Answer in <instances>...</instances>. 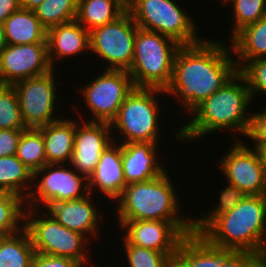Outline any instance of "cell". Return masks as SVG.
Returning <instances> with one entry per match:
<instances>
[{
	"label": "cell",
	"mask_w": 266,
	"mask_h": 267,
	"mask_svg": "<svg viewBox=\"0 0 266 267\" xmlns=\"http://www.w3.org/2000/svg\"><path fill=\"white\" fill-rule=\"evenodd\" d=\"M181 46L171 37L138 27L128 71L135 87L165 91L171 84L174 58Z\"/></svg>",
	"instance_id": "5b68a950"
},
{
	"label": "cell",
	"mask_w": 266,
	"mask_h": 267,
	"mask_svg": "<svg viewBox=\"0 0 266 267\" xmlns=\"http://www.w3.org/2000/svg\"><path fill=\"white\" fill-rule=\"evenodd\" d=\"M227 184L228 186L220 191L219 202L212 207V210H208V214L202 211L199 218L193 217L194 233L200 234L217 216L236 207L245 197V194L237 187Z\"/></svg>",
	"instance_id": "4dcf8cb0"
},
{
	"label": "cell",
	"mask_w": 266,
	"mask_h": 267,
	"mask_svg": "<svg viewBox=\"0 0 266 267\" xmlns=\"http://www.w3.org/2000/svg\"><path fill=\"white\" fill-rule=\"evenodd\" d=\"M232 148L217 164L226 182L237 187L245 195H265L266 181L261 156L256 149L234 139Z\"/></svg>",
	"instance_id": "5bb4252c"
},
{
	"label": "cell",
	"mask_w": 266,
	"mask_h": 267,
	"mask_svg": "<svg viewBox=\"0 0 266 267\" xmlns=\"http://www.w3.org/2000/svg\"><path fill=\"white\" fill-rule=\"evenodd\" d=\"M7 46L5 40L4 24L0 23V52Z\"/></svg>",
	"instance_id": "7bdbcfd3"
},
{
	"label": "cell",
	"mask_w": 266,
	"mask_h": 267,
	"mask_svg": "<svg viewBox=\"0 0 266 267\" xmlns=\"http://www.w3.org/2000/svg\"><path fill=\"white\" fill-rule=\"evenodd\" d=\"M19 9V0H0V23H3L9 15Z\"/></svg>",
	"instance_id": "ab89813d"
},
{
	"label": "cell",
	"mask_w": 266,
	"mask_h": 267,
	"mask_svg": "<svg viewBox=\"0 0 266 267\" xmlns=\"http://www.w3.org/2000/svg\"><path fill=\"white\" fill-rule=\"evenodd\" d=\"M38 212L41 213L33 207H26L25 210L24 228L30 235L35 253L70 258L85 267L90 262V249H87L89 240L81 233L61 225L47 211L40 217Z\"/></svg>",
	"instance_id": "ba28073f"
},
{
	"label": "cell",
	"mask_w": 266,
	"mask_h": 267,
	"mask_svg": "<svg viewBox=\"0 0 266 267\" xmlns=\"http://www.w3.org/2000/svg\"><path fill=\"white\" fill-rule=\"evenodd\" d=\"M258 152L261 156V160L263 163L264 175H265V181H266V147L259 149Z\"/></svg>",
	"instance_id": "ee69618b"
},
{
	"label": "cell",
	"mask_w": 266,
	"mask_h": 267,
	"mask_svg": "<svg viewBox=\"0 0 266 267\" xmlns=\"http://www.w3.org/2000/svg\"><path fill=\"white\" fill-rule=\"evenodd\" d=\"M230 42L233 56H238L235 60L238 70L248 61L266 58V15L244 27Z\"/></svg>",
	"instance_id": "cb8c5ba5"
},
{
	"label": "cell",
	"mask_w": 266,
	"mask_h": 267,
	"mask_svg": "<svg viewBox=\"0 0 266 267\" xmlns=\"http://www.w3.org/2000/svg\"><path fill=\"white\" fill-rule=\"evenodd\" d=\"M35 255L28 231L0 237V267H31Z\"/></svg>",
	"instance_id": "4316f807"
},
{
	"label": "cell",
	"mask_w": 266,
	"mask_h": 267,
	"mask_svg": "<svg viewBox=\"0 0 266 267\" xmlns=\"http://www.w3.org/2000/svg\"><path fill=\"white\" fill-rule=\"evenodd\" d=\"M220 267H259L258 255L248 251H231Z\"/></svg>",
	"instance_id": "8d00e7d4"
},
{
	"label": "cell",
	"mask_w": 266,
	"mask_h": 267,
	"mask_svg": "<svg viewBox=\"0 0 266 267\" xmlns=\"http://www.w3.org/2000/svg\"><path fill=\"white\" fill-rule=\"evenodd\" d=\"M33 187V172L16 155L0 157V189L25 200Z\"/></svg>",
	"instance_id": "484cf974"
},
{
	"label": "cell",
	"mask_w": 266,
	"mask_h": 267,
	"mask_svg": "<svg viewBox=\"0 0 266 267\" xmlns=\"http://www.w3.org/2000/svg\"><path fill=\"white\" fill-rule=\"evenodd\" d=\"M252 102L247 83L237 72L189 115L193 117L175 132V138L183 143H192L216 131L228 129L246 136L251 117V112L247 110Z\"/></svg>",
	"instance_id": "7a4b0ae2"
},
{
	"label": "cell",
	"mask_w": 266,
	"mask_h": 267,
	"mask_svg": "<svg viewBox=\"0 0 266 267\" xmlns=\"http://www.w3.org/2000/svg\"><path fill=\"white\" fill-rule=\"evenodd\" d=\"M0 129H27L22 119L17 94L12 85H0Z\"/></svg>",
	"instance_id": "d6a6232c"
},
{
	"label": "cell",
	"mask_w": 266,
	"mask_h": 267,
	"mask_svg": "<svg viewBox=\"0 0 266 267\" xmlns=\"http://www.w3.org/2000/svg\"><path fill=\"white\" fill-rule=\"evenodd\" d=\"M251 111L250 125L246 136L253 140L254 148L259 150L266 147V108L261 112Z\"/></svg>",
	"instance_id": "d590c367"
},
{
	"label": "cell",
	"mask_w": 266,
	"mask_h": 267,
	"mask_svg": "<svg viewBox=\"0 0 266 267\" xmlns=\"http://www.w3.org/2000/svg\"><path fill=\"white\" fill-rule=\"evenodd\" d=\"M55 70L39 77L24 79L12 84L20 105L21 115L26 128L46 126L60 120L56 116V93L58 87ZM57 87V88H56Z\"/></svg>",
	"instance_id": "7c38bea8"
},
{
	"label": "cell",
	"mask_w": 266,
	"mask_h": 267,
	"mask_svg": "<svg viewBox=\"0 0 266 267\" xmlns=\"http://www.w3.org/2000/svg\"><path fill=\"white\" fill-rule=\"evenodd\" d=\"M61 118L38 128L45 143L46 164H69L76 134V122Z\"/></svg>",
	"instance_id": "7402d4cb"
},
{
	"label": "cell",
	"mask_w": 266,
	"mask_h": 267,
	"mask_svg": "<svg viewBox=\"0 0 266 267\" xmlns=\"http://www.w3.org/2000/svg\"><path fill=\"white\" fill-rule=\"evenodd\" d=\"M34 11L41 24L48 30L76 19L78 0H45Z\"/></svg>",
	"instance_id": "f546056e"
},
{
	"label": "cell",
	"mask_w": 266,
	"mask_h": 267,
	"mask_svg": "<svg viewBox=\"0 0 266 267\" xmlns=\"http://www.w3.org/2000/svg\"><path fill=\"white\" fill-rule=\"evenodd\" d=\"M22 131L0 129V157L16 155Z\"/></svg>",
	"instance_id": "f35d334b"
},
{
	"label": "cell",
	"mask_w": 266,
	"mask_h": 267,
	"mask_svg": "<svg viewBox=\"0 0 266 267\" xmlns=\"http://www.w3.org/2000/svg\"><path fill=\"white\" fill-rule=\"evenodd\" d=\"M16 156L33 173L46 164L45 143L39 129L27 128L22 131Z\"/></svg>",
	"instance_id": "f1b7e54d"
},
{
	"label": "cell",
	"mask_w": 266,
	"mask_h": 267,
	"mask_svg": "<svg viewBox=\"0 0 266 267\" xmlns=\"http://www.w3.org/2000/svg\"><path fill=\"white\" fill-rule=\"evenodd\" d=\"M53 70L47 44L7 45L0 52V85H12Z\"/></svg>",
	"instance_id": "9a60e30c"
},
{
	"label": "cell",
	"mask_w": 266,
	"mask_h": 267,
	"mask_svg": "<svg viewBox=\"0 0 266 267\" xmlns=\"http://www.w3.org/2000/svg\"><path fill=\"white\" fill-rule=\"evenodd\" d=\"M168 175L167 172L149 181L127 184L116 201L118 222L193 221V217H184L183 213L180 216V199Z\"/></svg>",
	"instance_id": "277c9868"
},
{
	"label": "cell",
	"mask_w": 266,
	"mask_h": 267,
	"mask_svg": "<svg viewBox=\"0 0 266 267\" xmlns=\"http://www.w3.org/2000/svg\"><path fill=\"white\" fill-rule=\"evenodd\" d=\"M238 72L244 77L252 100L258 93L266 94V58L248 61Z\"/></svg>",
	"instance_id": "e575fe53"
},
{
	"label": "cell",
	"mask_w": 266,
	"mask_h": 267,
	"mask_svg": "<svg viewBox=\"0 0 266 267\" xmlns=\"http://www.w3.org/2000/svg\"><path fill=\"white\" fill-rule=\"evenodd\" d=\"M93 79L79 90L92 114L89 121L110 124L135 85L129 72L123 70L104 69Z\"/></svg>",
	"instance_id": "8fae6325"
},
{
	"label": "cell",
	"mask_w": 266,
	"mask_h": 267,
	"mask_svg": "<svg viewBox=\"0 0 266 267\" xmlns=\"http://www.w3.org/2000/svg\"><path fill=\"white\" fill-rule=\"evenodd\" d=\"M232 3L233 24L229 34L231 40L244 27L256 23L266 15V0H228Z\"/></svg>",
	"instance_id": "1f68e13d"
},
{
	"label": "cell",
	"mask_w": 266,
	"mask_h": 267,
	"mask_svg": "<svg viewBox=\"0 0 266 267\" xmlns=\"http://www.w3.org/2000/svg\"><path fill=\"white\" fill-rule=\"evenodd\" d=\"M76 121L74 148L69 165L87 178L93 173L102 152L114 142L111 125L105 122ZM83 123V124H82ZM114 138V139H113Z\"/></svg>",
	"instance_id": "2e32d148"
},
{
	"label": "cell",
	"mask_w": 266,
	"mask_h": 267,
	"mask_svg": "<svg viewBox=\"0 0 266 267\" xmlns=\"http://www.w3.org/2000/svg\"><path fill=\"white\" fill-rule=\"evenodd\" d=\"M121 145L126 184L149 181L167 172L164 164L158 161V144L132 142Z\"/></svg>",
	"instance_id": "d6986e66"
},
{
	"label": "cell",
	"mask_w": 266,
	"mask_h": 267,
	"mask_svg": "<svg viewBox=\"0 0 266 267\" xmlns=\"http://www.w3.org/2000/svg\"><path fill=\"white\" fill-rule=\"evenodd\" d=\"M231 53V46L219 39L203 38L200 43L182 45L174 58L172 81L166 94L178 97L184 112L192 113L238 72Z\"/></svg>",
	"instance_id": "6da1fadb"
},
{
	"label": "cell",
	"mask_w": 266,
	"mask_h": 267,
	"mask_svg": "<svg viewBox=\"0 0 266 267\" xmlns=\"http://www.w3.org/2000/svg\"><path fill=\"white\" fill-rule=\"evenodd\" d=\"M230 252L211 245L202 235L193 232L179 243L173 267H220Z\"/></svg>",
	"instance_id": "44dd1931"
},
{
	"label": "cell",
	"mask_w": 266,
	"mask_h": 267,
	"mask_svg": "<svg viewBox=\"0 0 266 267\" xmlns=\"http://www.w3.org/2000/svg\"><path fill=\"white\" fill-rule=\"evenodd\" d=\"M200 235L215 247L258 254L266 240L265 195H245L236 207L217 216Z\"/></svg>",
	"instance_id": "3957f363"
},
{
	"label": "cell",
	"mask_w": 266,
	"mask_h": 267,
	"mask_svg": "<svg viewBox=\"0 0 266 267\" xmlns=\"http://www.w3.org/2000/svg\"><path fill=\"white\" fill-rule=\"evenodd\" d=\"M25 210L26 200L24 198L13 193H7L0 189L1 236L18 233L24 228Z\"/></svg>",
	"instance_id": "83f0119b"
},
{
	"label": "cell",
	"mask_w": 266,
	"mask_h": 267,
	"mask_svg": "<svg viewBox=\"0 0 266 267\" xmlns=\"http://www.w3.org/2000/svg\"><path fill=\"white\" fill-rule=\"evenodd\" d=\"M116 140L111 143L103 152L93 173L88 178L89 192L94 194V189L109 199L117 201L125 186L122 145ZM99 190V191H97Z\"/></svg>",
	"instance_id": "ac0fdd59"
},
{
	"label": "cell",
	"mask_w": 266,
	"mask_h": 267,
	"mask_svg": "<svg viewBox=\"0 0 266 267\" xmlns=\"http://www.w3.org/2000/svg\"><path fill=\"white\" fill-rule=\"evenodd\" d=\"M126 10V0H78L76 20L91 32L113 22Z\"/></svg>",
	"instance_id": "d4e9b609"
},
{
	"label": "cell",
	"mask_w": 266,
	"mask_h": 267,
	"mask_svg": "<svg viewBox=\"0 0 266 267\" xmlns=\"http://www.w3.org/2000/svg\"><path fill=\"white\" fill-rule=\"evenodd\" d=\"M257 255L259 267H266V240L262 242L261 248Z\"/></svg>",
	"instance_id": "b9f144b4"
},
{
	"label": "cell",
	"mask_w": 266,
	"mask_h": 267,
	"mask_svg": "<svg viewBox=\"0 0 266 267\" xmlns=\"http://www.w3.org/2000/svg\"><path fill=\"white\" fill-rule=\"evenodd\" d=\"M160 93V94H159ZM166 92L156 88H137L125 98L115 119L110 123L111 129L122 134L119 143L154 142L158 144L161 128L159 125L160 95ZM157 95V96H156Z\"/></svg>",
	"instance_id": "8992f818"
},
{
	"label": "cell",
	"mask_w": 266,
	"mask_h": 267,
	"mask_svg": "<svg viewBox=\"0 0 266 267\" xmlns=\"http://www.w3.org/2000/svg\"><path fill=\"white\" fill-rule=\"evenodd\" d=\"M215 1H217V0H215ZM219 1H222V4H223V2L226 4V2H227L228 0H219Z\"/></svg>",
	"instance_id": "f6af8a7d"
},
{
	"label": "cell",
	"mask_w": 266,
	"mask_h": 267,
	"mask_svg": "<svg viewBox=\"0 0 266 267\" xmlns=\"http://www.w3.org/2000/svg\"><path fill=\"white\" fill-rule=\"evenodd\" d=\"M73 170L69 164H45L36 170L33 173V187L26 199V207L40 210L38 207L41 205L43 213L47 205L88 196V178Z\"/></svg>",
	"instance_id": "9c48e42d"
},
{
	"label": "cell",
	"mask_w": 266,
	"mask_h": 267,
	"mask_svg": "<svg viewBox=\"0 0 266 267\" xmlns=\"http://www.w3.org/2000/svg\"><path fill=\"white\" fill-rule=\"evenodd\" d=\"M128 267H173V260L165 253L129 244L123 237Z\"/></svg>",
	"instance_id": "836d02e7"
},
{
	"label": "cell",
	"mask_w": 266,
	"mask_h": 267,
	"mask_svg": "<svg viewBox=\"0 0 266 267\" xmlns=\"http://www.w3.org/2000/svg\"><path fill=\"white\" fill-rule=\"evenodd\" d=\"M45 0H19L20 8L34 11Z\"/></svg>",
	"instance_id": "60d3db41"
},
{
	"label": "cell",
	"mask_w": 266,
	"mask_h": 267,
	"mask_svg": "<svg viewBox=\"0 0 266 267\" xmlns=\"http://www.w3.org/2000/svg\"><path fill=\"white\" fill-rule=\"evenodd\" d=\"M48 57L55 69L56 60L90 50L89 31L76 19L47 30Z\"/></svg>",
	"instance_id": "ffe728a7"
},
{
	"label": "cell",
	"mask_w": 266,
	"mask_h": 267,
	"mask_svg": "<svg viewBox=\"0 0 266 267\" xmlns=\"http://www.w3.org/2000/svg\"><path fill=\"white\" fill-rule=\"evenodd\" d=\"M7 45L47 44V29L35 11L19 9L3 22Z\"/></svg>",
	"instance_id": "603a6c76"
},
{
	"label": "cell",
	"mask_w": 266,
	"mask_h": 267,
	"mask_svg": "<svg viewBox=\"0 0 266 267\" xmlns=\"http://www.w3.org/2000/svg\"><path fill=\"white\" fill-rule=\"evenodd\" d=\"M126 5L139 28L171 37L180 45L203 40L197 36V22L175 0H126Z\"/></svg>",
	"instance_id": "52a82bcc"
},
{
	"label": "cell",
	"mask_w": 266,
	"mask_h": 267,
	"mask_svg": "<svg viewBox=\"0 0 266 267\" xmlns=\"http://www.w3.org/2000/svg\"><path fill=\"white\" fill-rule=\"evenodd\" d=\"M31 267H83L76 260L53 256L48 254L35 253Z\"/></svg>",
	"instance_id": "74e56055"
},
{
	"label": "cell",
	"mask_w": 266,
	"mask_h": 267,
	"mask_svg": "<svg viewBox=\"0 0 266 267\" xmlns=\"http://www.w3.org/2000/svg\"><path fill=\"white\" fill-rule=\"evenodd\" d=\"M138 26L126 10L113 22L89 32L90 50L107 63L105 70L129 71ZM109 64V65H108Z\"/></svg>",
	"instance_id": "30bf717a"
},
{
	"label": "cell",
	"mask_w": 266,
	"mask_h": 267,
	"mask_svg": "<svg viewBox=\"0 0 266 267\" xmlns=\"http://www.w3.org/2000/svg\"><path fill=\"white\" fill-rule=\"evenodd\" d=\"M91 195L53 203L47 205L45 210L61 225L81 233L89 240V234L96 236V233L99 232V223L103 217V214L102 216L98 215L99 212L96 210L98 207L95 206L97 204L94 203L95 201L92 202L93 196Z\"/></svg>",
	"instance_id": "e0dca14e"
},
{
	"label": "cell",
	"mask_w": 266,
	"mask_h": 267,
	"mask_svg": "<svg viewBox=\"0 0 266 267\" xmlns=\"http://www.w3.org/2000/svg\"><path fill=\"white\" fill-rule=\"evenodd\" d=\"M129 244L167 254L172 260L179 243L193 233V221L139 220L119 222Z\"/></svg>",
	"instance_id": "4fadbf2b"
}]
</instances>
